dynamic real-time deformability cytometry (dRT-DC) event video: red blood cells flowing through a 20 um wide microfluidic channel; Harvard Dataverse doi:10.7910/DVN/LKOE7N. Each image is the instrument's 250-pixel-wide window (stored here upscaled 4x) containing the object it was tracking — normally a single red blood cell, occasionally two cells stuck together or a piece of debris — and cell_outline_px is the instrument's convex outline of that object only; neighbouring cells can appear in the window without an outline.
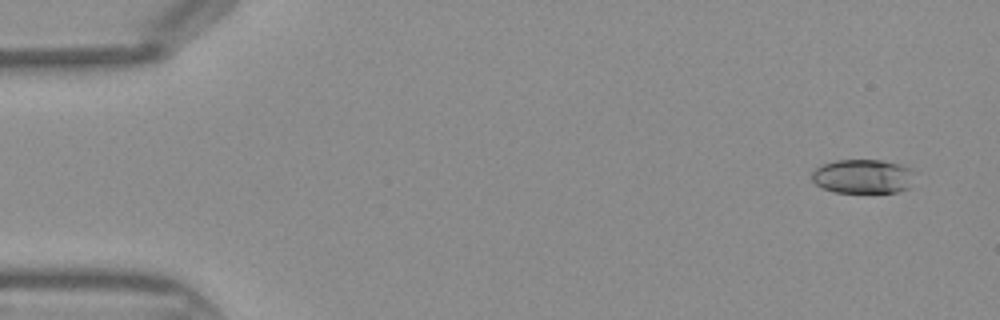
{"species": "Egyptian fruit bat (a non-hibernating species)", "species_latin": "Rousettus aegyptiacus", "temperature_condition": "warm", "stored_images_in_passage": 43, "camera_frame_rate_fps": 3000, "um_per_image_px": 0.085, "frame": {"image": 1, "passage_image": 1, "time_ms": 0.0, "image_size_px": [1000, 320], "cell_outline_px": [[908, 188], [896, 192], [836, 192], [824, 188], [816, 184], [812, 180], [812, 172], [816, 168], [824, 164], [836, 160], [884, 160], [900, 164], [908, 168]], "centroid_in_image_um": [73.25, 14.98], "position_along_channel_um": 11.8, "area_um2": 19.83}}
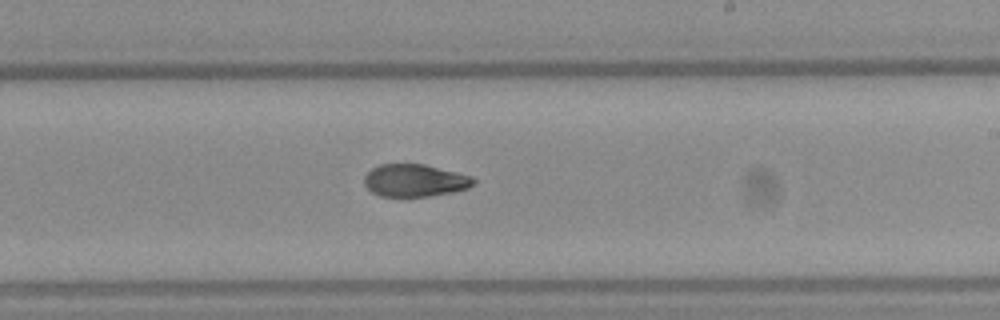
{"frame": {"image": 2, "passage_image": 25, "time_ms": 8.0, "image_size_px": [1000, 320], "cell_outline_px": [[476, 184], [468, 188], [452, 192], [428, 196], [380, 196], [372, 192], [364, 184], [364, 176], [372, 168], [380, 164], [424, 164], [472, 176], [476, 180]], "centroid_in_image_um": [35.27, 15.33], "position_along_channel_um": 253.7, "area_um2": 20.63}}
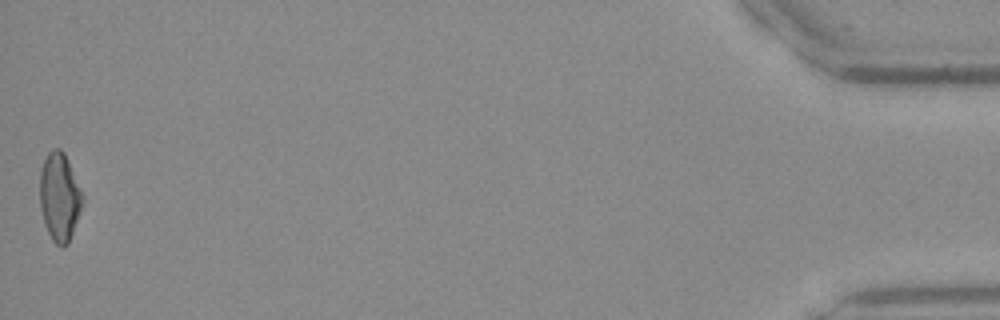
{"frame": {"image": 3, "passage_image": 43, "time_ms": 14.0, "image_size_px": [1000, 320], "cell_outline_px": [[84, 204], [68, 244], [60, 248], [52, 240], [44, 224], [40, 208], [40, 172], [44, 160], [48, 152], [52, 148], [60, 148], [64, 152], [84, 200]], "centroid_in_image_um": [5.05, 16.77], "position_along_channel_um": 430.1, "area_um2": 21.91}}